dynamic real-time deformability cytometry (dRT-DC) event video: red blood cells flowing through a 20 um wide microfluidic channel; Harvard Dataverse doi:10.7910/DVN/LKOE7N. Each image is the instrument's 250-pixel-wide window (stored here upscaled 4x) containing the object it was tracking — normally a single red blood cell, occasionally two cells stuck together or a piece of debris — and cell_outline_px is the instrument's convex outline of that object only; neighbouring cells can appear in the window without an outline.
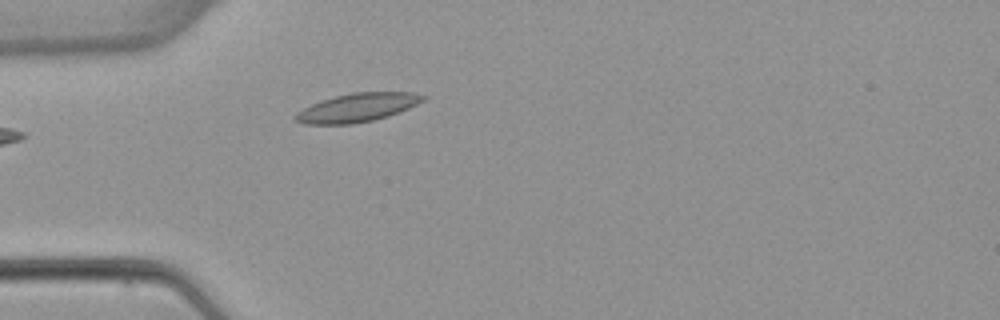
{"species": "common noctule bat (a hibernating species)", "species_latin": "Nyctalus noctula", "temperature_condition": "warm", "stored_images_in_passage": 3, "camera_frame_rate_fps": 3000, "um_per_image_px": 0.085, "animal": {"sex": "female", "body_mass_g": 22.7, "forearm_length_mm": 54.2}, "frame": {"image": 1, "passage_image": 3, "time_ms": 2.333, "image_size_px": [1000, 320], "cell_outline_px": [[428, 96], [424, 100], [408, 108], [388, 116], [372, 120], [352, 124], [304, 124], [296, 120], [292, 116], [296, 112], [312, 104], [336, 96], [352, 92], [412, 92]], "centroid_in_image_um": [30.37, 9.14], "position_along_channel_um": 54.6, "area_um2": 21.04}}